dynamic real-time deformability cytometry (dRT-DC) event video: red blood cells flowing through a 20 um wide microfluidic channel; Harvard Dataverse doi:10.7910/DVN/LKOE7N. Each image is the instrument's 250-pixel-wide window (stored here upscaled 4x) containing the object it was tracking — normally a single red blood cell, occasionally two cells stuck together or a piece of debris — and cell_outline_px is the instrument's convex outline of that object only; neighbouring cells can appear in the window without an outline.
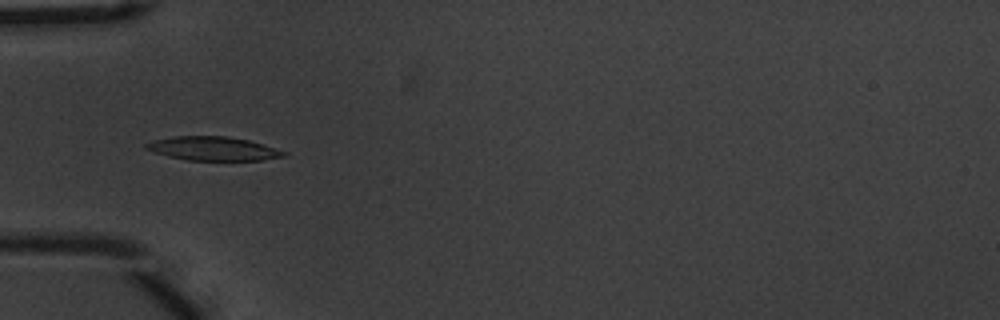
{"species": "common noctule bat (a hibernating species)", "species_latin": "Nyctalus noctula", "temperature_condition": "warm", "stored_images_in_passage": 46, "camera_frame_rate_fps": 3000, "um_per_image_px": 0.085, "animal": {"sex": "male", "body_mass_g": 20.1, "forearm_length_mm": 53.5}, "frame": {"image": 1, "passage_image": 12, "time_ms": 3.667, "image_size_px": [1000, 320], "cell_outline_px": [[288, 156], [260, 160], [188, 160], [168, 156], [144, 148], [144, 144], [152, 140], [176, 136], [228, 136], [248, 140], [288, 152]], "centroid_in_image_um": [18.12, 12.63], "position_along_channel_um": 66.9, "area_um2": 19.02}}
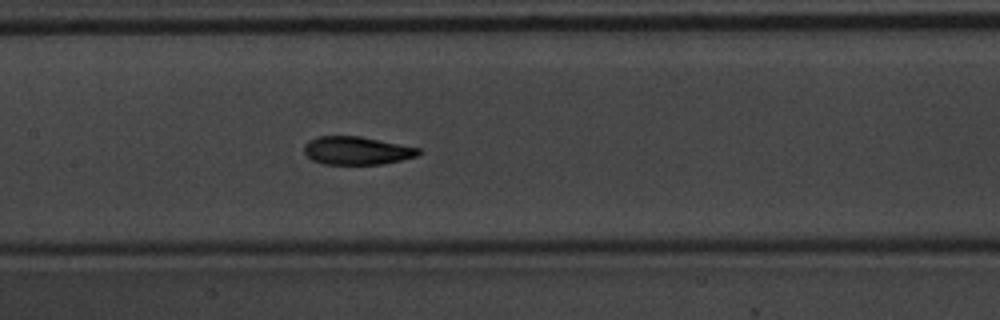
{"frame": {"image": 2, "passage_image": 21, "time_ms": 6.667, "image_size_px": [1000, 320], "cell_outline_px": [[424, 152], [416, 156], [384, 164], [324, 164], [312, 160], [304, 152], [304, 144], [308, 140], [320, 136], [360, 136], [420, 148]], "centroid_in_image_um": [30.33, 12.8], "position_along_channel_um": 177.1, "area_um2": 18.79}}
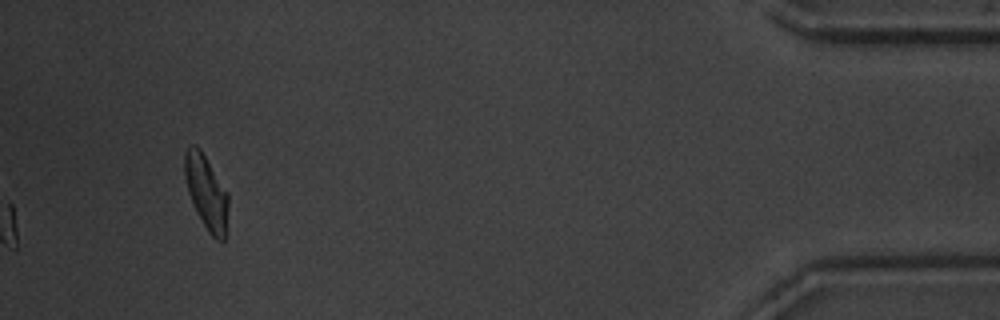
{"frame": {"image": 3, "passage_image": 46, "time_ms": 15.0, "image_size_px": [1000, 320], "cell_outline_px": [[228, 236], [224, 240], [216, 240], [208, 232], [196, 212], [188, 192], [184, 176], [184, 152], [192, 144], [196, 144], [200, 148], [228, 192]], "centroid_in_image_um": [17.56, 16.38], "position_along_channel_um": 417.6, "area_um2": 19.31}, "authors_computed_cell_mechanics": {"area_um2": 18.8717, "velocity_mm_per_s": 3.6801, "shape_relaxation_time_tau1_ms": 2.7799, "shape_relaxation_time_tau2_ms": 1.3929, "deformation_change_tau1": 0.1528, "deformation_change_tau2": 0.0642}}